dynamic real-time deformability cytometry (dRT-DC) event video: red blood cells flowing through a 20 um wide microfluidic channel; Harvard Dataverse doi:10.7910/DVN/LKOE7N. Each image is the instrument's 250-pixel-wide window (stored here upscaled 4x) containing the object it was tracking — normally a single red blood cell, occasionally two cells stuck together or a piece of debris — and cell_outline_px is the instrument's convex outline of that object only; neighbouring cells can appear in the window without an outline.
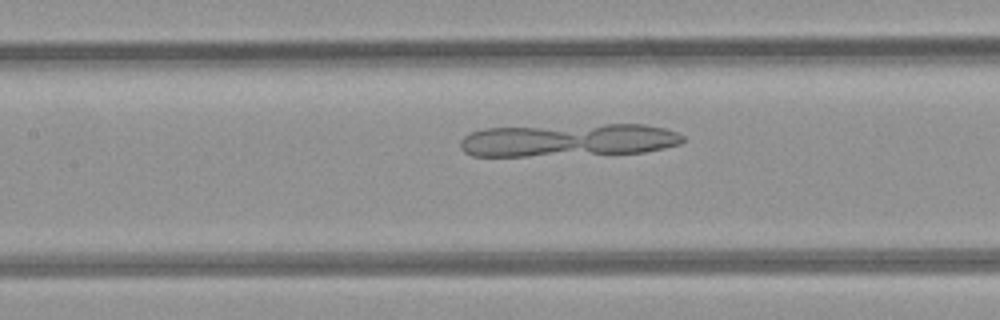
{"species": "common noctule bat (a hibernating species)", "species_latin": "Nyctalus noctula", "temperature_condition": "room temperature", "stored_images_in_passage": 46, "camera_frame_rate_fps": 3000, "um_per_image_px": 0.085, "animal": {"sex": "female", "body_mass_g": 21.9}, "frame": {"image": 1, "passage_image": 20, "time_ms": 6.333, "image_size_px": [1000, 320], "cell_outline_px": [[684, 140], [680, 144], [664, 148], [644, 152], [528, 156], [472, 156], [464, 152], [460, 148], [460, 140], [464, 136], [472, 132], [484, 128], [604, 124], [644, 124], [664, 128], [676, 132], [684, 136]], "centroid_in_image_um": [48.3, 11.91], "position_along_channel_um": 159.1, "area_um2": 42.77}}